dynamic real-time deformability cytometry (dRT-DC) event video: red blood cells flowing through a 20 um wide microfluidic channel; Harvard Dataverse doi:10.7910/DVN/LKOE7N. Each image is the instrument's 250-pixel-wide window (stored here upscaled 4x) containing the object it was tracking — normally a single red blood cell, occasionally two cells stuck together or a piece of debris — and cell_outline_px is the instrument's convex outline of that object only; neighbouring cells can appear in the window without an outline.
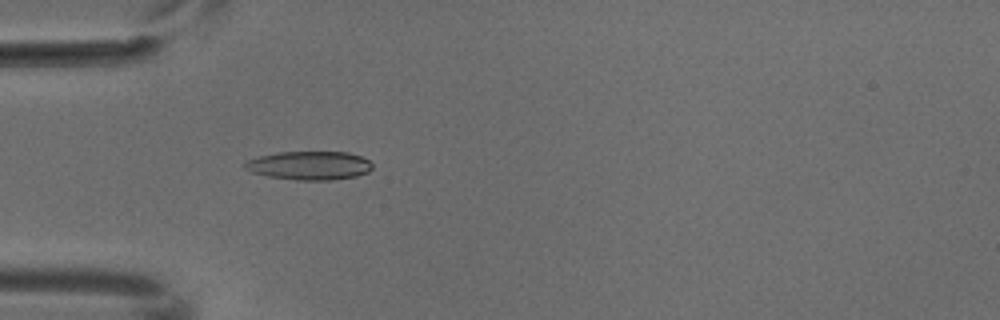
{"species": "common noctule bat (a hibernating species)", "species_latin": "Nyctalus noctula", "temperature_condition": "cold", "stored_images_in_passage": 2, "camera_frame_rate_fps": 3000, "um_per_image_px": 0.085, "animal": {"sex": "male", "body_mass_g": 18.8}, "frame": {"image": 1, "passage_image": 2, "time_ms": 0.333, "image_size_px": [1000, 320], "cell_outline_px": [[372, 168], [368, 172], [356, 176], [332, 180], [296, 180], [268, 176], [252, 172], [244, 168], [244, 164], [248, 160], [260, 156], [276, 152], [348, 152], [360, 156], [368, 160], [372, 164]], "centroid_in_image_um": [26.31, 14.07], "position_along_channel_um": 58.7, "area_um2": 21.21}}